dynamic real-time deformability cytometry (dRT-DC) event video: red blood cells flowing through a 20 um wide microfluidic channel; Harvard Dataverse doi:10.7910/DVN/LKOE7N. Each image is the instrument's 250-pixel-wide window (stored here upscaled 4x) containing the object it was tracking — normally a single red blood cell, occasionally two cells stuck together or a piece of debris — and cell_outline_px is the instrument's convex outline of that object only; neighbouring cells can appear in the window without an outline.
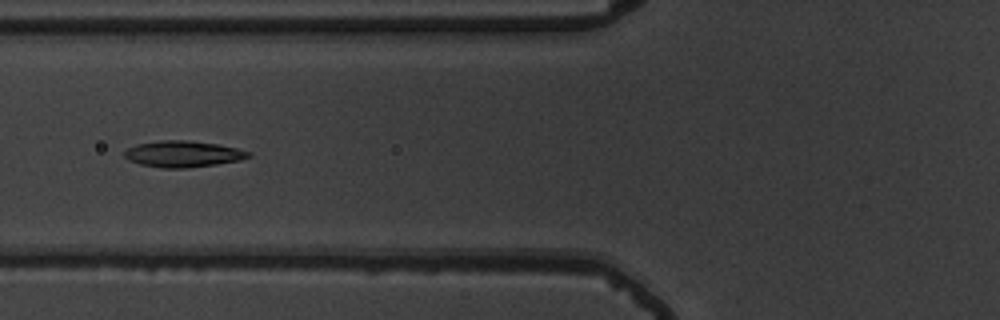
{"species": "common noctule bat (a hibernating species)", "species_latin": "Nyctalus noctula", "temperature_condition": "warm", "stored_images_in_passage": 37, "camera_frame_rate_fps": 3000, "um_per_image_px": 0.085, "animal": {"sex": "male", "body_mass_g": 19.5, "forearm_length_mm": 54.6}, "frame": {"image": 1, "passage_image": 5, "time_ms": 1.333, "image_size_px": [1000, 320], "cell_outline_px": [[252, 156], [240, 160], [216, 164], [184, 168], [160, 168], [140, 164], [128, 160], [124, 156], [124, 152], [128, 148], [136, 144], [160, 140], [188, 140], [216, 144], [236, 148], [252, 152]], "centroid_in_image_um": [15.54, 13.08], "position_along_channel_um": 110.3, "area_um2": 19.02}}
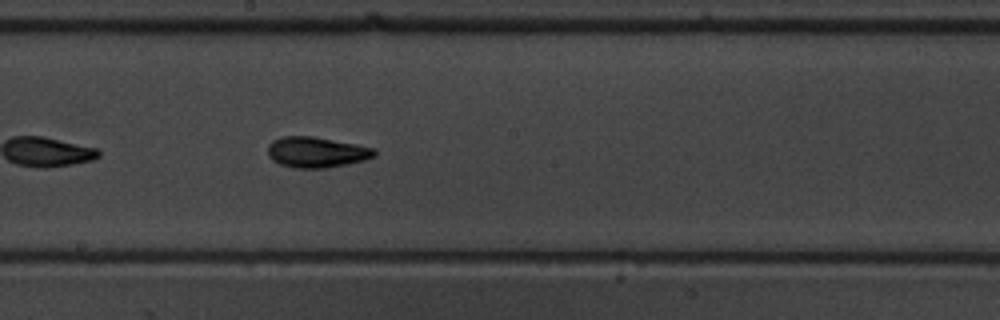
{"frame": {"image": 2, "passage_image": 14, "time_ms": 4.333, "image_size_px": [1000, 320], "cell_outline_px": [[376, 156], [364, 160], [324, 168], [292, 168], [280, 164], [272, 160], [268, 156], [268, 144], [272, 140], [280, 136], [312, 136], [356, 144], [376, 148]], "centroid_in_image_um": [26.87, 12.93], "position_along_channel_um": 221.3, "area_um2": 19.13}}
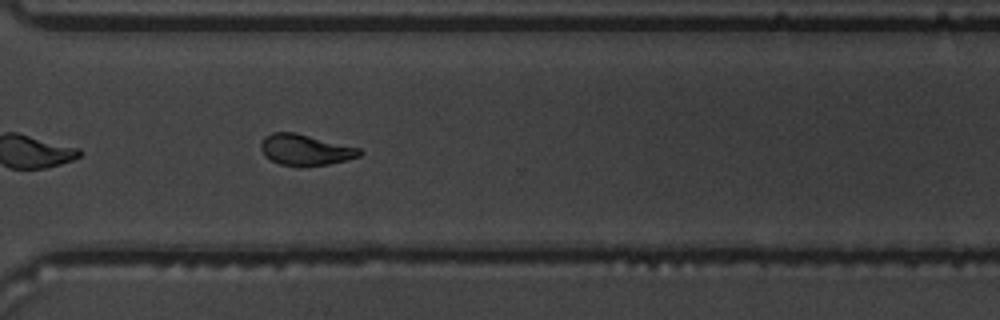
{"frame": {"image": 3, "passage_image": 24, "time_ms": 7.667, "image_size_px": [1000, 320], "cell_outline_px": [[364, 152], [360, 156], [348, 160], [328, 164], [300, 168], [280, 164], [264, 156], [260, 148], [260, 144], [264, 136], [272, 132], [296, 132], [360, 148]], "centroid_in_image_um": [25.95, 12.75], "position_along_channel_um": 344.6, "area_um2": 18.26}, "authors_computed_cell_mechanics": {"area_um2": 18.0336, "velocity_mm_per_s": 3.7078, "shape_relaxation_time_tau1_ms": 3.3857, "shape_relaxation_time_tau2_ms": 2.0441, "deformation_change_tau1": 0.1554, "deformation_change_tau2": 0.0793}}